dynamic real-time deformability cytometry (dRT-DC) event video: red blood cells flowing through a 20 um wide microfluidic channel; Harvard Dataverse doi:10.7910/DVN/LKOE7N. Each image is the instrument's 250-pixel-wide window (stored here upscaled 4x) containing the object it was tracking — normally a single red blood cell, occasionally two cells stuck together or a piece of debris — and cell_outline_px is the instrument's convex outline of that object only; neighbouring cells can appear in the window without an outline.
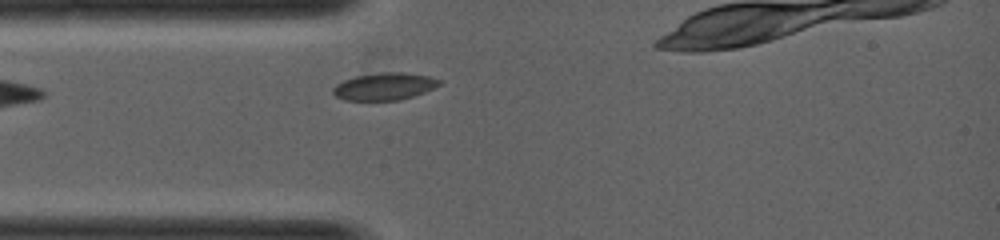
{"species": "common noctule bat (a hibernating species)", "species_latin": "Nyctalus noctula", "temperature_condition": "warm", "stored_images_in_passage": 22, "camera_frame_rate_fps": 5000, "um_per_image_px": 0.085, "animal": {"sex": "female", "body_mass_g": 19.0, "forearm_length_mm": 53.3}, "frame": {"image": 1, "passage_image": 1, "time_ms": 0.0, "image_size_px": [1000, 240], "cell_outline_px": [[440, 84], [424, 92], [400, 100], [344, 100], [336, 96], [332, 92], [332, 88], [336, 84], [344, 80], [356, 76], [380, 72], [404, 72], [428, 76], [440, 80]], "centroid_in_image_um": [32.64, 7.34], "position_along_channel_um": 52.4, "area_um2": 16.76}}
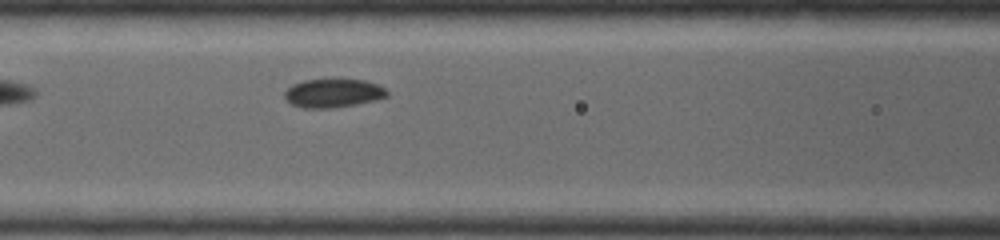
{"frame": {"image": 2, "passage_image": 6, "time_ms": 1.0, "image_size_px": [1000, 240], "cell_outline_px": [[388, 96], [376, 100], [356, 104], [332, 108], [304, 108], [292, 104], [284, 100], [284, 92], [292, 84], [304, 80], [332, 76], [336, 76], [364, 80], [376, 84], [384, 88], [388, 92]], "centroid_in_image_um": [28.29, 7.86], "position_along_channel_um": 138.3, "area_um2": 17.92}}
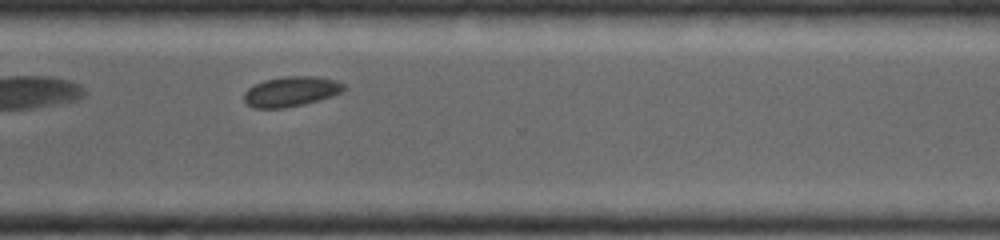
{"frame": {"image": 3, "passage_image": 18, "time_ms": 3.4, "image_size_px": [1000, 240], "cell_outline_px": [[344, 92], [320, 100], [304, 104], [284, 108], [252, 108], [244, 100], [244, 92], [248, 88], [264, 80], [284, 76], [316, 76], [336, 80], [344, 84]], "centroid_in_image_um": [24.75, 7.78], "position_along_channel_um": 345.8, "area_um2": 17.57}}